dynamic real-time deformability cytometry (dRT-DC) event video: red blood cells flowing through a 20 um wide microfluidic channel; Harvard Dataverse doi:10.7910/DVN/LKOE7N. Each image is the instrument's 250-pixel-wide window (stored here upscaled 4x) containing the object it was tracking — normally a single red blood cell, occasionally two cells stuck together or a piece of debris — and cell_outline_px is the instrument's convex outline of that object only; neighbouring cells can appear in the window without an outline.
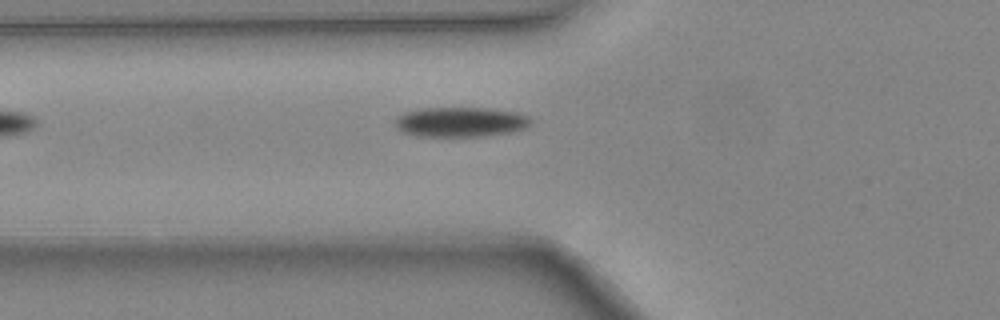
{"species": "common noctule bat (a hibernating species)", "species_latin": "Nyctalus noctula", "temperature_condition": "warm", "stored_images_in_passage": 3, "camera_frame_rate_fps": 3000, "um_per_image_px": 0.085, "animal": {"sex": "female", "body_mass_g": 24.6, "forearm_length_mm": 56.2}, "frame": {"image": 1, "passage_image": 3, "time_ms": 0.667, "image_size_px": [1000, 320], "cell_outline_px": [[532, 120], [524, 128], [512, 132], [484, 136], [420, 136], [400, 132], [396, 128], [396, 116], [404, 112], [420, 108], [484, 108], [516, 112], [528, 116]], "centroid_in_image_um": [39.1, 10.37], "position_along_channel_um": 86.7, "area_um2": 23.58}}